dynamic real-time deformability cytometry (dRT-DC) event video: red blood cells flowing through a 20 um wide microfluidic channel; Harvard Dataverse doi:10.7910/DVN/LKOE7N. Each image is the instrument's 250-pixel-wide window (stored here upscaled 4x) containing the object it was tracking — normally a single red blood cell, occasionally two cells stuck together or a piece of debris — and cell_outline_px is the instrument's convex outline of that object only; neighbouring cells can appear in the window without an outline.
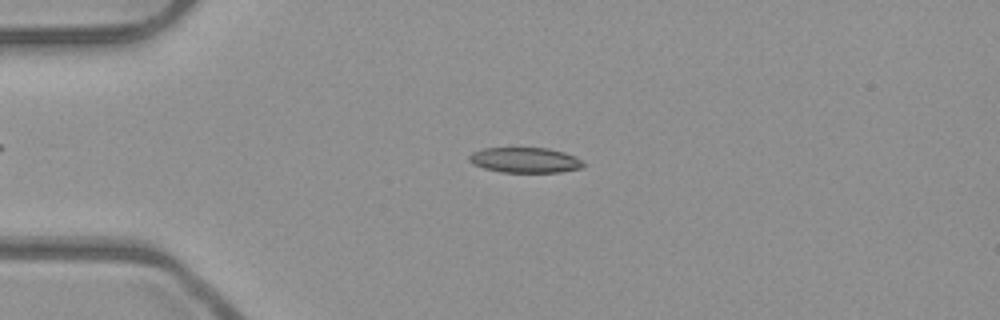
{"species": "common noctule bat (a hibernating species)", "species_latin": "Nyctalus noctula", "temperature_condition": "room temperature", "stored_images_in_passage": 4, "camera_frame_rate_fps": 3000, "um_per_image_px": 0.085, "animal": {"sex": "male", "body_mass_g": 23.1, "forearm_length_mm": 52.7}, "frame": {"image": 1, "passage_image": 3, "time_ms": 0.667, "image_size_px": [1000, 320], "cell_outline_px": [[584, 164], [580, 168], [560, 172], [500, 172], [484, 168], [472, 164], [468, 160], [468, 156], [472, 152], [484, 148], [548, 148], [564, 152], [580, 160]], "centroid_in_image_um": [44.56, 13.61], "position_along_channel_um": 40.4, "area_um2": 16.7}}